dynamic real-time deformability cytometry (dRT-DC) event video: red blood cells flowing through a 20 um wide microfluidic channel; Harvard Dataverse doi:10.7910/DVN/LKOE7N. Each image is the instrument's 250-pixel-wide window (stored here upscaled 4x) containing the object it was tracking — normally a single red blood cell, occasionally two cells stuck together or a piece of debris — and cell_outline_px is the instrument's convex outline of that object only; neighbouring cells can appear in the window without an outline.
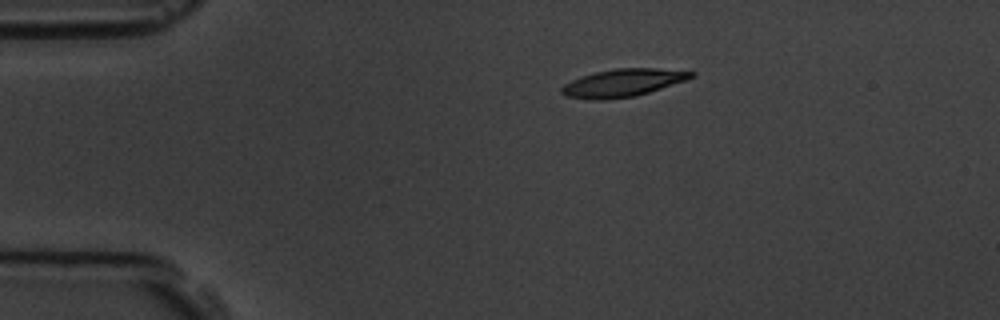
{"species": "common noctule bat (a hibernating species)", "species_latin": "Nyctalus noctula", "temperature_condition": "room temperature", "stored_images_in_passage": 5, "camera_frame_rate_fps": 3000, "um_per_image_px": 0.085, "animal": {"sex": "male", "body_mass_g": 19.5, "forearm_length_mm": 54.6}, "frame": {"image": 1, "passage_image": 1, "time_ms": 0.0, "image_size_px": [1000, 320], "cell_outline_px": [[696, 76], [636, 96], [600, 100], [588, 100], [564, 96], [560, 92], [560, 88], [564, 84], [580, 76], [596, 72], [616, 68], [656, 68], [696, 72]], "centroid_in_image_um": [52.88, 7.04], "position_along_channel_um": 32.1, "area_um2": 20.87}}
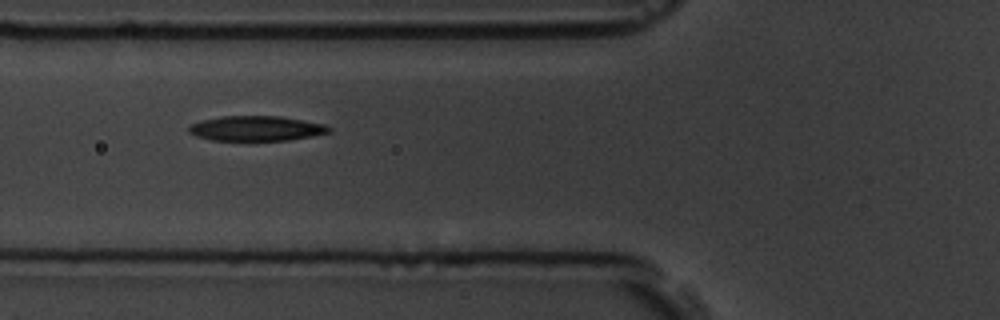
{"frame": {"image": 2, "passage_image": 4, "time_ms": 3.333, "image_size_px": [1000, 320], "cell_outline_px": [[332, 128], [328, 132], [312, 136], [288, 140], [212, 140], [196, 136], [188, 132], [188, 128], [192, 124], [200, 120], [220, 116], [280, 116], [324, 124]], "centroid_in_image_um": [21.75, 10.91], "position_along_channel_um": 104.1, "area_um2": 20.29}}
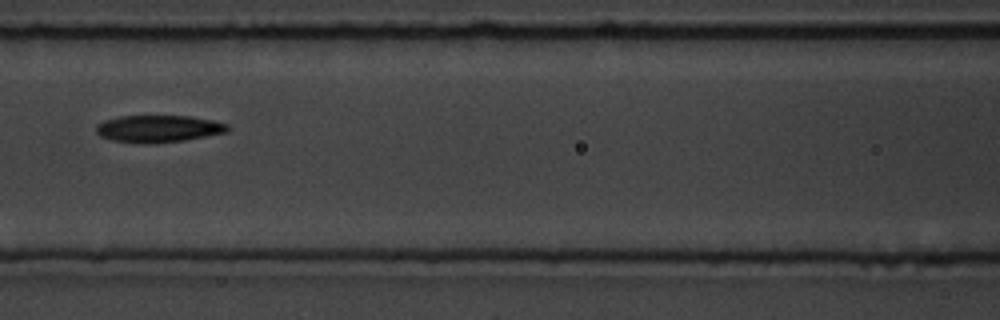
{"frame": {"image": 3, "passage_image": 5, "time_ms": 4.667, "image_size_px": [1000, 320], "cell_outline_px": [[228, 132], [184, 140], [152, 144], [144, 144], [112, 140], [100, 136], [96, 132], [96, 124], [104, 120], [120, 116], [188, 116], [212, 120], [228, 124]], "centroid_in_image_um": [13.44, 10.94], "position_along_channel_um": 153.2, "area_um2": 20.81}}